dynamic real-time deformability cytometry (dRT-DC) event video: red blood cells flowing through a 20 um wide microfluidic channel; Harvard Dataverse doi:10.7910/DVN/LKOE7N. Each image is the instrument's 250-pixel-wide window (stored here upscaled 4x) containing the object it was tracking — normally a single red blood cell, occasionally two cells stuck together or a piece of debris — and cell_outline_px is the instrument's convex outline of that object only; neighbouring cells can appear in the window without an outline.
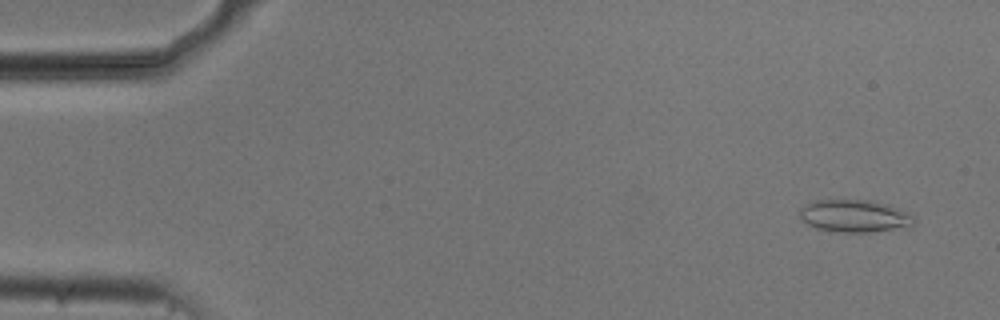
{"species": "common noctule bat (a hibernating species)", "species_latin": "Nyctalus noctula", "temperature_condition": "cold", "stored_images_in_passage": 53, "camera_frame_rate_fps": 3000, "um_per_image_px": 0.085, "animal": {"sex": "male", "body_mass_g": 20.5, "forearm_length_mm": 52.5}, "frame": {"image": 1, "passage_image": 3, "time_ms": 0.667, "image_size_px": [1000, 320], "cell_outline_px": [[916, 224], [912, 228], [868, 232], [840, 232], [816, 228], [800, 220], [800, 208], [816, 200], [868, 200], [888, 204], [900, 208], [912, 216], [916, 220]], "centroid_in_image_um": [72.71, 18.37], "position_along_channel_um": 12.3, "area_um2": 21.91}}
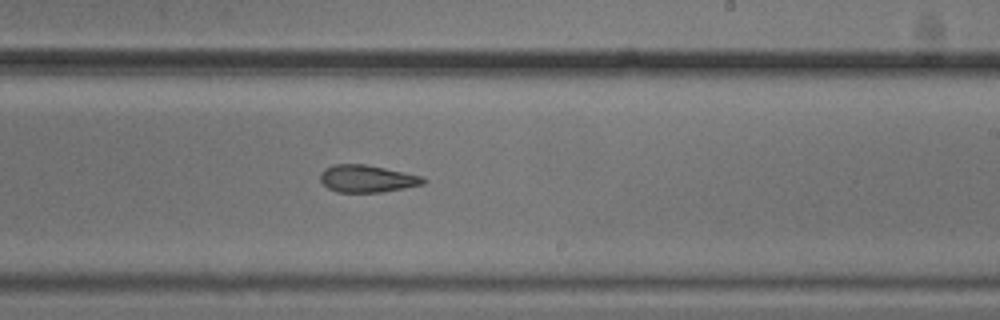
{"frame": {"image": 2, "passage_image": 32, "time_ms": 10.333, "image_size_px": [1000, 320], "cell_outline_px": [[428, 180], [424, 184], [404, 188], [380, 192], [336, 192], [328, 188], [320, 180], [320, 172], [324, 168], [332, 164], [364, 164], [404, 172], [420, 176]], "centroid_in_image_um": [31.17, 15.18], "position_along_channel_um": 257.8, "area_um2": 16.36}}
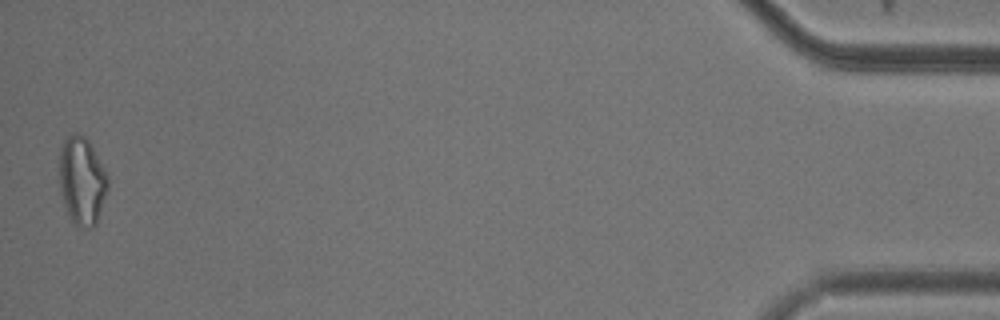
{"frame": {"image": 3, "passage_image": 53, "time_ms": 17.333, "image_size_px": [1000, 320], "cell_outline_px": [[108, 188], [96, 224], [92, 228], [80, 228], [72, 224], [68, 216], [64, 204], [60, 188], [60, 148], [64, 140], [68, 136], [76, 132], [80, 132], [88, 140], [104, 168], [108, 176]], "centroid_in_image_um": [6.96, 15.39], "position_along_channel_um": 428.2, "area_um2": 24.97}, "authors_computed_cell_mechanics": {"area_um2": 18.3226, "velocity_mm_per_s": 3.7322, "shape_relaxation_time_tau1_ms": null, "shape_relaxation_time_tau2_ms": 4.0065, "deformation_change_tau1": null, "deformation_change_tau2": 0.1251}}